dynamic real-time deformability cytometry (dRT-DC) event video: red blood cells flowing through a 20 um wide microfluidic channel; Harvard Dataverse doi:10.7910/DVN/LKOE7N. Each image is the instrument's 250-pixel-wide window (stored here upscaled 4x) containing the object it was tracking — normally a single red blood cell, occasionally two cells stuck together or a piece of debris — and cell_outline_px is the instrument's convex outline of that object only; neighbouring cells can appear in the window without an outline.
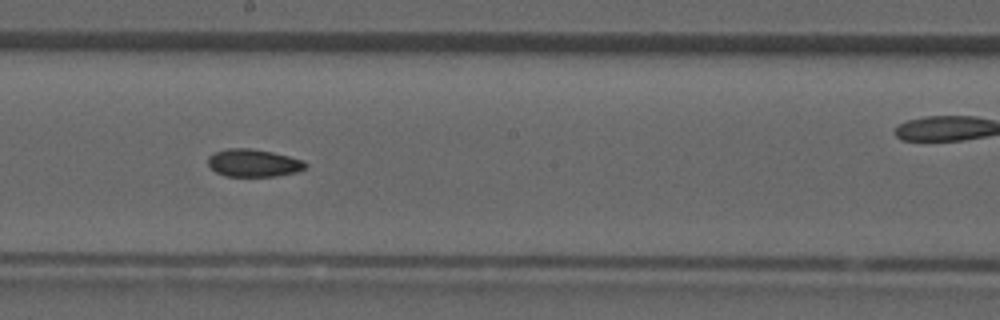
{"species": "common noctule bat (a hibernating species)", "species_latin": "Nyctalus noctula", "temperature_condition": "room temperature", "stored_images_in_passage": 34, "camera_frame_rate_fps": 3000, "um_per_image_px": 0.085, "animal": {"sex": "male", "forearm_length_mm": 52.5}, "frame": {"image": 1, "passage_image": 19, "time_ms": 6.0, "image_size_px": [1000, 320], "cell_outline_px": [[308, 168], [296, 172], [276, 176], [224, 176], [216, 172], [208, 164], [208, 156], [216, 152], [228, 148], [248, 148], [272, 152], [304, 160], [308, 164]], "centroid_in_image_um": [21.58, 13.86], "position_along_channel_um": 226.6, "area_um2": 15.72}}